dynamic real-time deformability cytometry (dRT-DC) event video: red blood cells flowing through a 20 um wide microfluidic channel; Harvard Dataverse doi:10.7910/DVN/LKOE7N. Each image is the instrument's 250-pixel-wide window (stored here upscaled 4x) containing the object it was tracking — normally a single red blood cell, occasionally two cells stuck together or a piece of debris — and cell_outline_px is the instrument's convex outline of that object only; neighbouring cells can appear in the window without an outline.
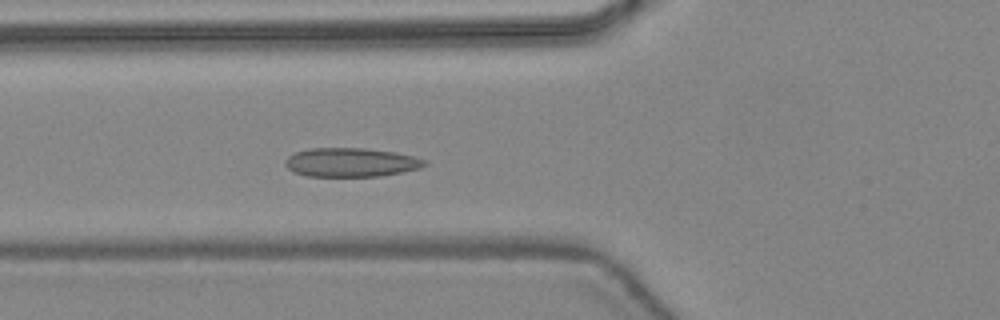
{"species": "common noctule bat (a hibernating species)", "species_latin": "Nyctalus noctula", "temperature_condition": "warm", "stored_images_in_passage": 46, "camera_frame_rate_fps": 3000, "um_per_image_px": 0.085, "animal": {"sex": "female", "body_mass_g": 24.6, "forearm_length_mm": 56.2}, "frame": {"image": 1, "passage_image": 17, "time_ms": 5.333, "image_size_px": [1000, 320], "cell_outline_px": [[428, 164], [420, 168], [380, 176], [308, 176], [292, 172], [284, 164], [284, 160], [288, 156], [296, 152], [308, 148], [364, 148], [396, 152], [428, 160]], "centroid_in_image_um": [29.82, 13.79], "position_along_channel_um": 96.0, "area_um2": 23.58}}
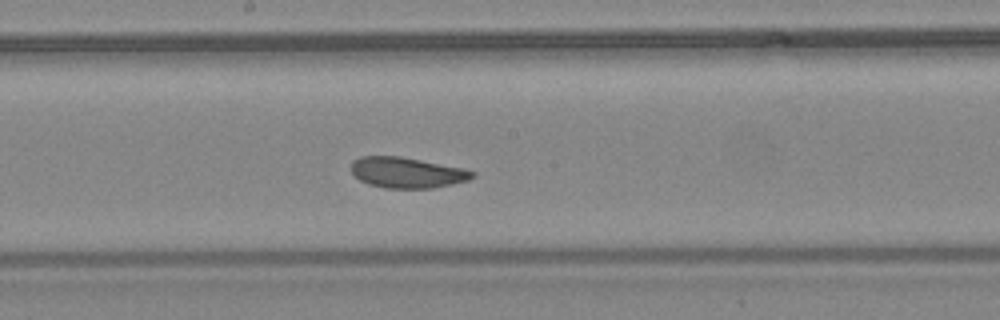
{"frame": {"image": 2, "passage_image": 25, "time_ms": 8.0, "image_size_px": [1000, 320], "cell_outline_px": [[476, 176], [468, 180], [452, 184], [432, 188], [384, 188], [368, 184], [360, 180], [352, 172], [352, 160], [360, 156], [400, 156], [464, 168], [476, 172]], "centroid_in_image_um": [34.61, 14.67], "position_along_channel_um": 213.6, "area_um2": 21.73}}
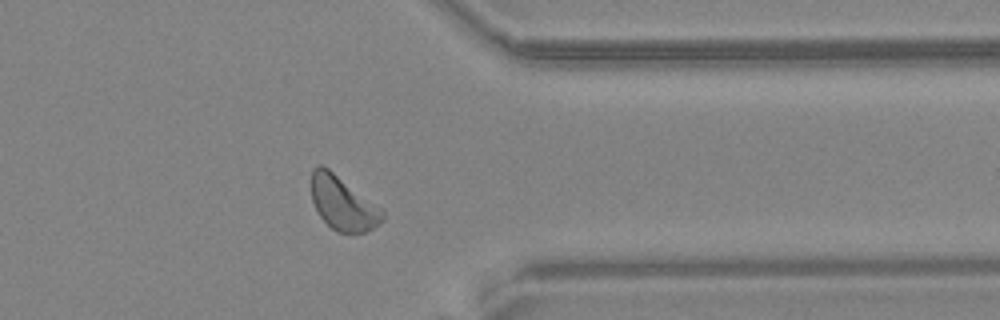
{"frame": {"image": 3, "passage_image": 37, "time_ms": 12.0, "image_size_px": [1000, 320], "cell_outline_px": [[384, 220], [372, 228], [364, 232], [340, 232], [332, 228], [320, 216], [312, 200], [312, 168], [316, 164], [320, 164], [328, 168], [384, 208]], "centroid_in_image_um": [29.18, 17.25], "position_along_channel_um": 382.2, "area_um2": 22.31}, "authors_computed_cell_mechanics": {"area_um2": 22.8021, "velocity_mm_per_s": 4.3908, "shape_relaxation_time_tau1_ms": null, "shape_relaxation_time_tau2_ms": 1.5304, "deformation_change_tau1": null, "deformation_change_tau2": 0.0576}}